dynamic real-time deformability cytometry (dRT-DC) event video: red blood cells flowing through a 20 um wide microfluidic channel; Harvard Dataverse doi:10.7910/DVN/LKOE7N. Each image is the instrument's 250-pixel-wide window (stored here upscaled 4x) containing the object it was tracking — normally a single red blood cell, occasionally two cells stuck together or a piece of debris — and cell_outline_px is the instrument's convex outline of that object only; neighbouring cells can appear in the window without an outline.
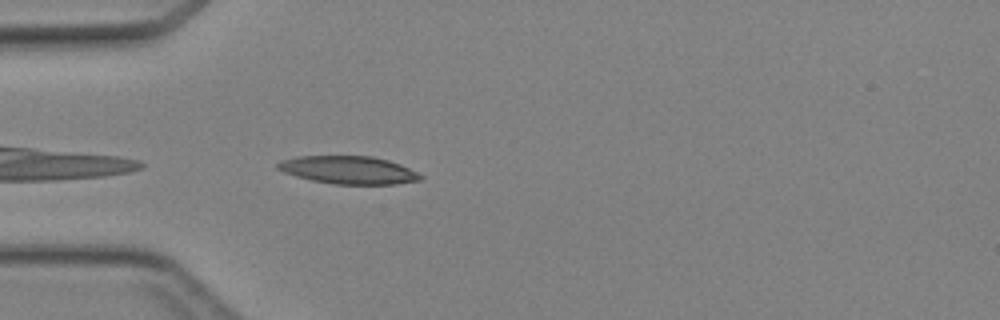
{"species": "Egyptian fruit bat (a non-hibernating species)", "species_latin": "Rousettus aegyptiacus", "temperature_condition": "cold", "stored_images_in_passage": 28, "camera_frame_rate_fps": 3000, "um_per_image_px": 0.085, "animal": {"sex": "female"}, "frame": {"image": 1, "passage_image": 1, "time_ms": 0.0, "image_size_px": [1000, 320], "cell_outline_px": [[424, 176], [420, 180], [396, 184], [332, 184], [312, 180], [296, 176], [284, 172], [276, 168], [276, 164], [280, 160], [300, 156], [372, 156], [388, 160], [400, 164]], "centroid_in_image_um": [29.61, 14.45], "position_along_channel_um": 55.4, "area_um2": 23.12}}
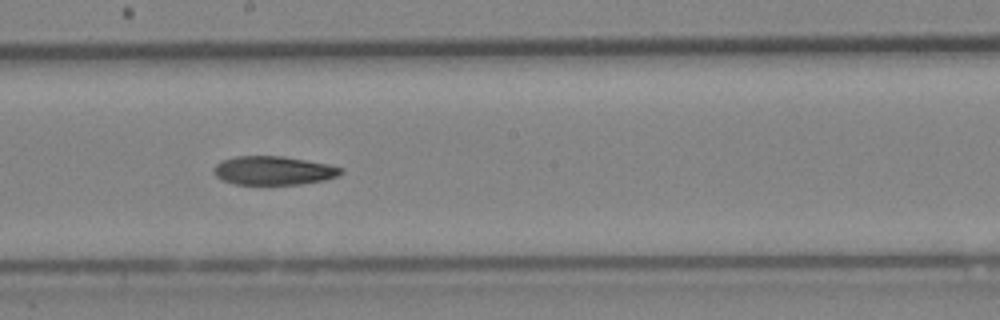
{"frame": {"image": 2, "passage_image": 13, "time_ms": 4.0, "image_size_px": [1000, 320], "cell_outline_px": [[344, 172], [340, 176], [324, 180], [300, 184], [236, 184], [224, 180], [216, 176], [212, 172], [216, 164], [220, 160], [236, 156], [284, 156], [328, 164], [344, 168]], "centroid_in_image_um": [23.27, 14.49], "position_along_channel_um": 224.9, "area_um2": 21.39}}
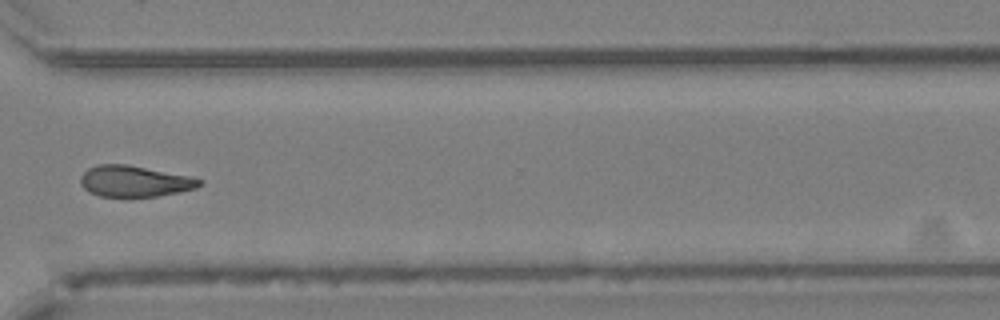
{"frame": {"image": 3, "passage_image": 22, "time_ms": 7.0, "image_size_px": [1000, 320], "cell_outline_px": [[204, 180], [196, 188], [156, 196], [100, 196], [88, 192], [80, 184], [80, 176], [88, 168], [96, 164], [128, 164], [188, 176]], "centroid_in_image_um": [11.38, 15.39], "position_along_channel_um": 359.2, "area_um2": 21.39}}